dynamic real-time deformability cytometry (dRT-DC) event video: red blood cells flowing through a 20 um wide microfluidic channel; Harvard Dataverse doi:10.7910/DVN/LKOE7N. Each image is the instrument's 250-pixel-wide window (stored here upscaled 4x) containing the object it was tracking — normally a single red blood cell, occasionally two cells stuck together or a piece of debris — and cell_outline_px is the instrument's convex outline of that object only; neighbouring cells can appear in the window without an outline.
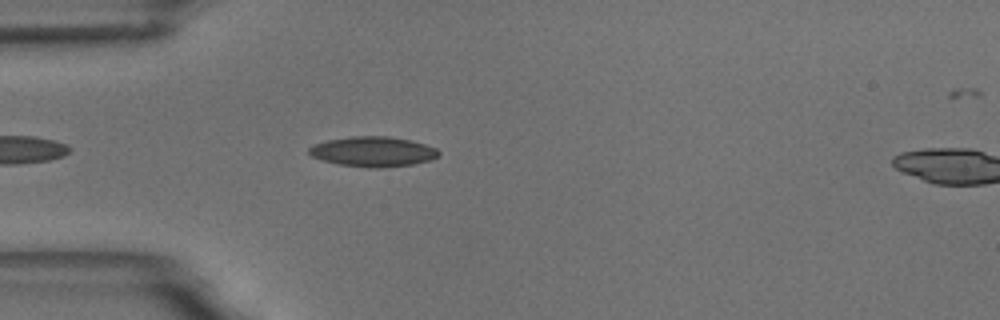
{"species": "common noctule bat (a hibernating species)", "species_latin": "Nyctalus noctula", "temperature_condition": "room temperature", "stored_images_in_passage": 8, "camera_frame_rate_fps": 3000, "um_per_image_px": 0.085, "animal": {"sex": "male", "body_mass_g": 18.8}, "frame": {"image": 1, "passage_image": 5, "time_ms": 1.333, "image_size_px": [1000, 320], "cell_outline_px": [[440, 156], [432, 160], [412, 164], [384, 168], [368, 168], [336, 164], [312, 156], [308, 152], [308, 148], [312, 144], [328, 140], [352, 136], [388, 136], [408, 140], [424, 144], [436, 148], [440, 152]], "centroid_in_image_um": [31.71, 12.9], "position_along_channel_um": 53.3, "area_um2": 22.83}}